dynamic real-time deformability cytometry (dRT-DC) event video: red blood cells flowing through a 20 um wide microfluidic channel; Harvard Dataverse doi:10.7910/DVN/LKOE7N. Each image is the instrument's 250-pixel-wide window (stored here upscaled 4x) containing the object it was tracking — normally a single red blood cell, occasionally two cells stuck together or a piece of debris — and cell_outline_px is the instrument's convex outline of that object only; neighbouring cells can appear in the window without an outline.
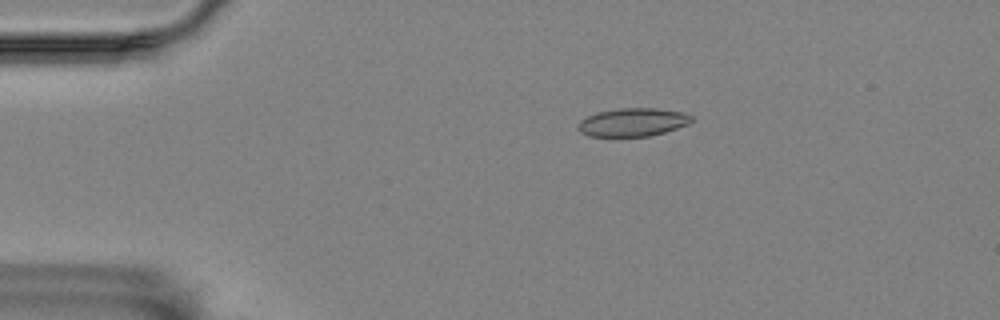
{"species": "Egyptian fruit bat (a non-hibernating species)", "species_latin": "Rousettus aegyptiacus", "temperature_condition": "room temperature", "stored_images_in_passage": 54, "camera_frame_rate_fps": 3000, "um_per_image_px": 0.085, "animal": {"sex": "female"}, "frame": {"image": 1, "passage_image": 8, "time_ms": 2.333, "image_size_px": [1000, 320], "cell_outline_px": [[692, 120], [688, 124], [664, 132], [648, 136], [588, 136], [580, 132], [580, 120], [588, 116], [600, 112], [620, 108], [656, 108], [684, 112], [692, 116]], "centroid_in_image_um": [53.82, 10.38], "position_along_channel_um": 31.2, "area_um2": 18.38}}
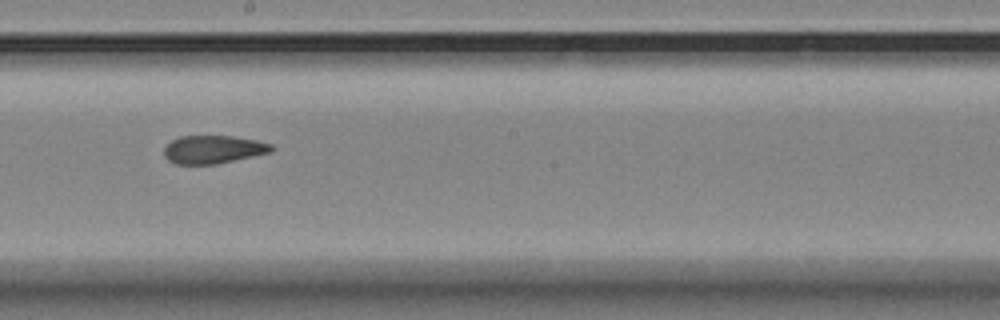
{"frame": {"image": 2, "passage_image": 29, "time_ms": 9.333, "image_size_px": [1000, 320], "cell_outline_px": [[276, 148], [272, 152], [216, 164], [176, 164], [168, 160], [164, 156], [164, 148], [172, 140], [180, 136], [232, 136], [256, 140], [272, 144]], "centroid_in_image_um": [18.15, 12.7], "position_along_channel_um": 230.1, "area_um2": 17.63}}
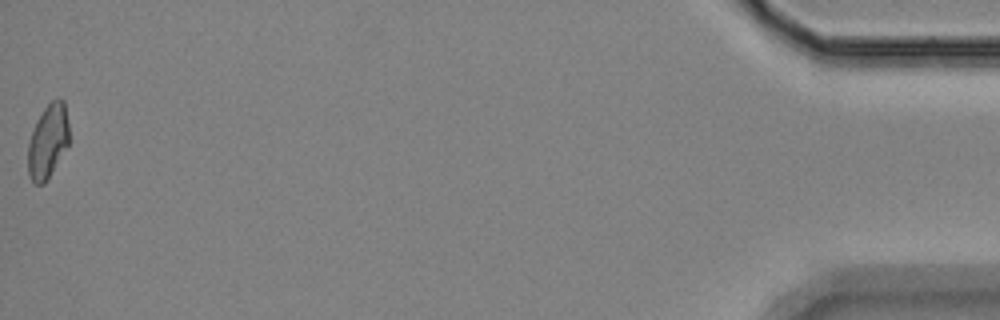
{"frame": {"image": 3, "passage_image": 54, "time_ms": 17.667, "image_size_px": [1000, 320], "cell_outline_px": [[68, 144], [44, 184], [36, 184], [28, 176], [28, 144], [36, 120], [44, 108], [52, 100], [60, 96], [64, 100], [68, 124]], "centroid_in_image_um": [4.06, 11.97], "position_along_channel_um": 431.1, "area_um2": 17.51}, "authors_computed_cell_mechanics": {"area_um2": 18.0914, "velocity_mm_per_s": 3.5207, "shape_relaxation_time_tau1_ms": null, "shape_relaxation_time_tau2_ms": 2.6126, "deformation_change_tau1": null, "deformation_change_tau2": 0.086}}